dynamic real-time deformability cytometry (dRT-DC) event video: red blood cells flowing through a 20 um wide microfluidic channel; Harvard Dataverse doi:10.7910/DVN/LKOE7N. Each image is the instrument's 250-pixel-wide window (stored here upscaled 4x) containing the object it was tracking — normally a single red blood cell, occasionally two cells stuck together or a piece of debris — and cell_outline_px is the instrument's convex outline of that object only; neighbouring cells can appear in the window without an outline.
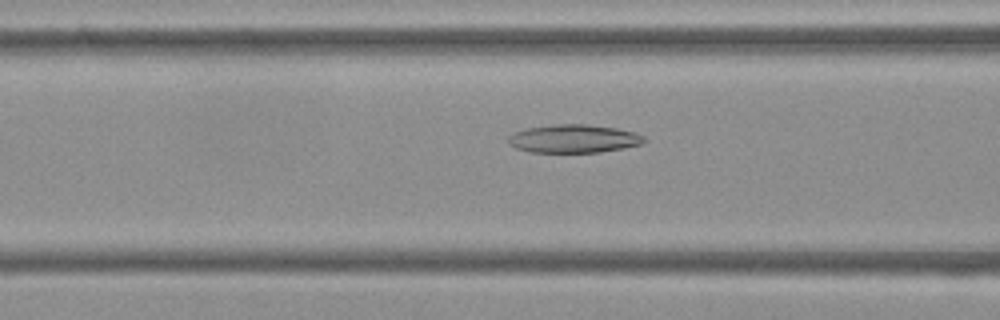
{"species": "Egyptian fruit bat (a non-hibernating species)", "species_latin": "Rousettus aegyptiacus", "temperature_condition": "cold", "stored_images_in_passage": 38, "camera_frame_rate_fps": 3000, "um_per_image_px": 0.085, "frame": {"image": 1, "passage_image": 6, "time_ms": 1.667, "image_size_px": [1000, 320], "cell_outline_px": [[644, 140], [640, 144], [624, 148], [600, 152], [528, 152], [516, 148], [508, 144], [508, 136], [512, 132], [524, 128], [556, 124], [588, 124], [616, 128], [632, 132], [644, 136]], "centroid_in_image_um": [48.69, 11.78], "position_along_channel_um": 117.9, "area_um2": 22.43}}
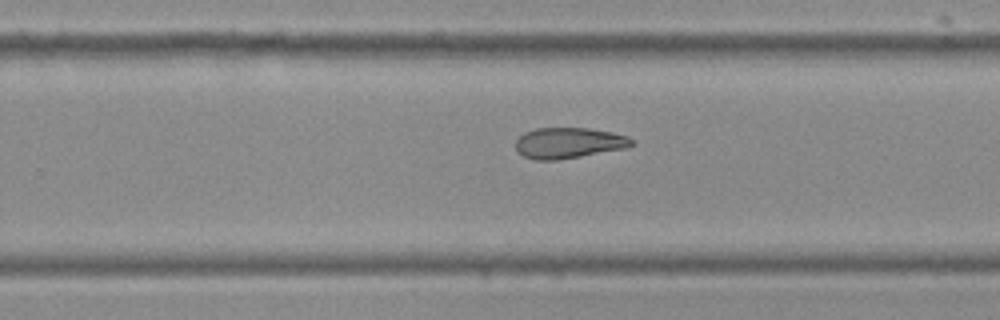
{"frame": {"image": 2, "passage_image": 19, "time_ms": 6.0, "image_size_px": [1000, 320], "cell_outline_px": [[636, 144], [624, 148], [580, 156], [556, 160], [536, 160], [524, 156], [516, 148], [516, 140], [524, 132], [536, 128], [588, 128], [612, 132], [628, 136]], "centroid_in_image_um": [48.34, 12.14], "position_along_channel_um": 281.5, "area_um2": 20.63}}
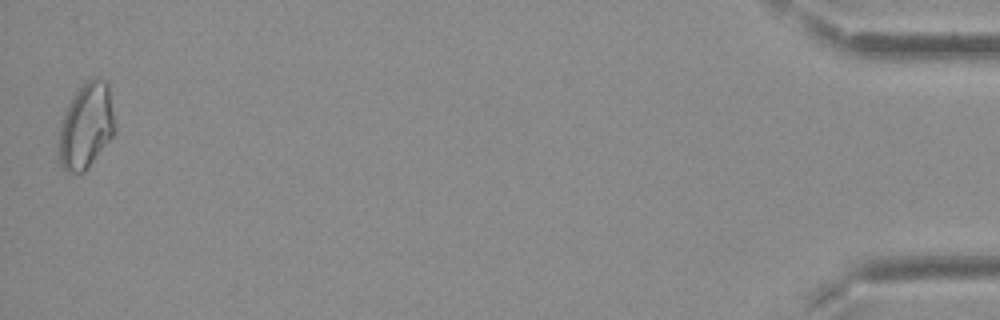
{"frame": {"image": 3, "passage_image": 38, "time_ms": 12.333, "image_size_px": [1000, 320], "cell_outline_px": [[116, 132], [88, 168], [84, 172], [68, 172], [60, 164], [56, 152], [60, 128], [64, 112], [72, 96], [92, 76], [108, 80], [116, 124]], "centroid_in_image_um": [7.33, 10.69], "position_along_channel_um": 427.9, "area_um2": 28.55}, "authors_computed_cell_mechanics": {"area_um2": 22.1085, "velocity_mm_per_s": 3.7708, "shape_relaxation_time_tau1_ms": null, "shape_relaxation_time_tau2_ms": 6.0898, "deformation_change_tau1": null, "deformation_change_tau2": 0.1277}}